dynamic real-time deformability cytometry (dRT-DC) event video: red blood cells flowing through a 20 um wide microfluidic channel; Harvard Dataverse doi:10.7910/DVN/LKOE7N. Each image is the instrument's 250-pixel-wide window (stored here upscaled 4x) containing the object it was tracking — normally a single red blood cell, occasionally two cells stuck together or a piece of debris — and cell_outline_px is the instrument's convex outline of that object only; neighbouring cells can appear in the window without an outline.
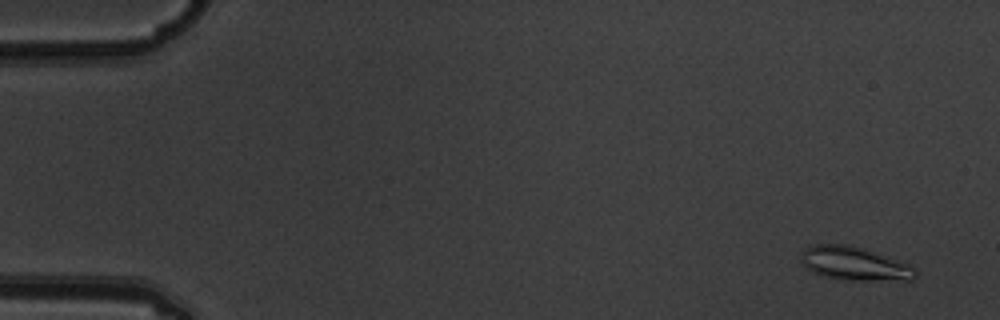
{"species": "common noctule bat (a hibernating species)", "species_latin": "Nyctalus noctula", "temperature_condition": "warm", "stored_images_in_passage": 4, "camera_frame_rate_fps": 3000, "um_per_image_px": 0.085, "animal": {"sex": "male", "body_mass_g": 19.5, "forearm_length_mm": 54.6}, "frame": {"image": 1, "passage_image": 1, "time_ms": 0.0, "image_size_px": [1000, 320], "cell_outline_px": [[916, 276], [912, 280], [840, 280], [820, 276], [812, 272], [800, 260], [800, 252], [804, 248], [812, 244], [848, 244], [864, 248], [896, 260], [912, 268], [916, 272]], "centroid_in_image_um": [72.52, 22.4], "position_along_channel_um": 12.5, "area_um2": 22.37}}